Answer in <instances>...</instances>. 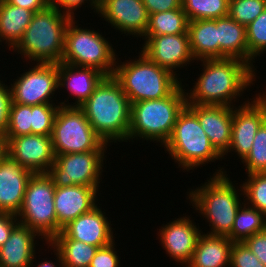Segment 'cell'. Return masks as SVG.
Here are the masks:
<instances>
[{"label": "cell", "mask_w": 266, "mask_h": 267, "mask_svg": "<svg viewBox=\"0 0 266 267\" xmlns=\"http://www.w3.org/2000/svg\"><path fill=\"white\" fill-rule=\"evenodd\" d=\"M3 138L5 152L33 174L47 173L55 162L51 136L27 134Z\"/></svg>", "instance_id": "5bb4252c"}, {"label": "cell", "mask_w": 266, "mask_h": 267, "mask_svg": "<svg viewBox=\"0 0 266 267\" xmlns=\"http://www.w3.org/2000/svg\"><path fill=\"white\" fill-rule=\"evenodd\" d=\"M265 229L266 216L257 209L242 202L236 214L231 233L227 237L233 242H243L247 237Z\"/></svg>", "instance_id": "f1b7e54d"}, {"label": "cell", "mask_w": 266, "mask_h": 267, "mask_svg": "<svg viewBox=\"0 0 266 267\" xmlns=\"http://www.w3.org/2000/svg\"><path fill=\"white\" fill-rule=\"evenodd\" d=\"M248 64L254 69L253 59L266 51V8L246 27Z\"/></svg>", "instance_id": "1f68e13d"}, {"label": "cell", "mask_w": 266, "mask_h": 267, "mask_svg": "<svg viewBox=\"0 0 266 267\" xmlns=\"http://www.w3.org/2000/svg\"><path fill=\"white\" fill-rule=\"evenodd\" d=\"M11 84L12 102L24 105L53 104L58 86V64L36 63ZM52 95V96H51Z\"/></svg>", "instance_id": "7c38bea8"}, {"label": "cell", "mask_w": 266, "mask_h": 267, "mask_svg": "<svg viewBox=\"0 0 266 267\" xmlns=\"http://www.w3.org/2000/svg\"><path fill=\"white\" fill-rule=\"evenodd\" d=\"M18 224L17 215L0 212V247L10 237L12 230Z\"/></svg>", "instance_id": "ee69618b"}, {"label": "cell", "mask_w": 266, "mask_h": 267, "mask_svg": "<svg viewBox=\"0 0 266 267\" xmlns=\"http://www.w3.org/2000/svg\"><path fill=\"white\" fill-rule=\"evenodd\" d=\"M71 19L65 31L64 54L61 62L77 67L94 68L105 76L115 72L116 54L109 40L100 33L83 29Z\"/></svg>", "instance_id": "ba28073f"}, {"label": "cell", "mask_w": 266, "mask_h": 267, "mask_svg": "<svg viewBox=\"0 0 266 267\" xmlns=\"http://www.w3.org/2000/svg\"><path fill=\"white\" fill-rule=\"evenodd\" d=\"M183 87L181 83L165 98L132 103L127 140H153L164 146L172 134L179 113L187 105Z\"/></svg>", "instance_id": "5b68a950"}, {"label": "cell", "mask_w": 266, "mask_h": 267, "mask_svg": "<svg viewBox=\"0 0 266 267\" xmlns=\"http://www.w3.org/2000/svg\"><path fill=\"white\" fill-rule=\"evenodd\" d=\"M60 105H32L31 134L51 136L56 112Z\"/></svg>", "instance_id": "8d00e7d4"}, {"label": "cell", "mask_w": 266, "mask_h": 267, "mask_svg": "<svg viewBox=\"0 0 266 267\" xmlns=\"http://www.w3.org/2000/svg\"><path fill=\"white\" fill-rule=\"evenodd\" d=\"M189 217H180L159 229L158 236L166 254L181 265H188L200 234L199 226Z\"/></svg>", "instance_id": "e0dca14e"}, {"label": "cell", "mask_w": 266, "mask_h": 267, "mask_svg": "<svg viewBox=\"0 0 266 267\" xmlns=\"http://www.w3.org/2000/svg\"><path fill=\"white\" fill-rule=\"evenodd\" d=\"M106 150L56 155L47 174L56 187L82 185L100 187ZM103 164V165H102Z\"/></svg>", "instance_id": "8fae6325"}, {"label": "cell", "mask_w": 266, "mask_h": 267, "mask_svg": "<svg viewBox=\"0 0 266 267\" xmlns=\"http://www.w3.org/2000/svg\"><path fill=\"white\" fill-rule=\"evenodd\" d=\"M198 118L211 145L223 156L231 143L233 107L224 105H186Z\"/></svg>", "instance_id": "ac0fdd59"}, {"label": "cell", "mask_w": 266, "mask_h": 267, "mask_svg": "<svg viewBox=\"0 0 266 267\" xmlns=\"http://www.w3.org/2000/svg\"><path fill=\"white\" fill-rule=\"evenodd\" d=\"M105 75L94 68L77 67L70 64L58 63V86L65 87L76 99L69 104L66 100L60 106L79 107L93 93Z\"/></svg>", "instance_id": "7402d4cb"}, {"label": "cell", "mask_w": 266, "mask_h": 267, "mask_svg": "<svg viewBox=\"0 0 266 267\" xmlns=\"http://www.w3.org/2000/svg\"><path fill=\"white\" fill-rule=\"evenodd\" d=\"M233 241L227 236L200 234L186 267H229Z\"/></svg>", "instance_id": "cb8c5ba5"}, {"label": "cell", "mask_w": 266, "mask_h": 267, "mask_svg": "<svg viewBox=\"0 0 266 267\" xmlns=\"http://www.w3.org/2000/svg\"><path fill=\"white\" fill-rule=\"evenodd\" d=\"M218 59L235 58L248 64L246 27L229 15L217 18Z\"/></svg>", "instance_id": "d4e9b609"}, {"label": "cell", "mask_w": 266, "mask_h": 267, "mask_svg": "<svg viewBox=\"0 0 266 267\" xmlns=\"http://www.w3.org/2000/svg\"><path fill=\"white\" fill-rule=\"evenodd\" d=\"M32 105L11 102L8 125L4 137H17L31 134Z\"/></svg>", "instance_id": "836d02e7"}, {"label": "cell", "mask_w": 266, "mask_h": 267, "mask_svg": "<svg viewBox=\"0 0 266 267\" xmlns=\"http://www.w3.org/2000/svg\"><path fill=\"white\" fill-rule=\"evenodd\" d=\"M79 108L104 142H128L131 104L113 75L105 76Z\"/></svg>", "instance_id": "7a4b0ae2"}, {"label": "cell", "mask_w": 266, "mask_h": 267, "mask_svg": "<svg viewBox=\"0 0 266 267\" xmlns=\"http://www.w3.org/2000/svg\"><path fill=\"white\" fill-rule=\"evenodd\" d=\"M188 21L217 19L229 14V0H182Z\"/></svg>", "instance_id": "4dcf8cb0"}, {"label": "cell", "mask_w": 266, "mask_h": 267, "mask_svg": "<svg viewBox=\"0 0 266 267\" xmlns=\"http://www.w3.org/2000/svg\"><path fill=\"white\" fill-rule=\"evenodd\" d=\"M187 32L195 60L218 59L217 19L189 21Z\"/></svg>", "instance_id": "484cf974"}, {"label": "cell", "mask_w": 266, "mask_h": 267, "mask_svg": "<svg viewBox=\"0 0 266 267\" xmlns=\"http://www.w3.org/2000/svg\"><path fill=\"white\" fill-rule=\"evenodd\" d=\"M10 87L0 80V136L4 137L8 125V116L11 105Z\"/></svg>", "instance_id": "ab89813d"}, {"label": "cell", "mask_w": 266, "mask_h": 267, "mask_svg": "<svg viewBox=\"0 0 266 267\" xmlns=\"http://www.w3.org/2000/svg\"><path fill=\"white\" fill-rule=\"evenodd\" d=\"M5 140L0 136V158L5 154Z\"/></svg>", "instance_id": "7dc6e473"}, {"label": "cell", "mask_w": 266, "mask_h": 267, "mask_svg": "<svg viewBox=\"0 0 266 267\" xmlns=\"http://www.w3.org/2000/svg\"><path fill=\"white\" fill-rule=\"evenodd\" d=\"M95 206L89 212L83 213L67 224L62 232L73 240L82 241L98 248L111 244L114 240L111 221L105 217V212Z\"/></svg>", "instance_id": "ffe728a7"}, {"label": "cell", "mask_w": 266, "mask_h": 267, "mask_svg": "<svg viewBox=\"0 0 266 267\" xmlns=\"http://www.w3.org/2000/svg\"><path fill=\"white\" fill-rule=\"evenodd\" d=\"M149 15L182 7V0H142Z\"/></svg>", "instance_id": "7bdbcfd3"}, {"label": "cell", "mask_w": 266, "mask_h": 267, "mask_svg": "<svg viewBox=\"0 0 266 267\" xmlns=\"http://www.w3.org/2000/svg\"><path fill=\"white\" fill-rule=\"evenodd\" d=\"M55 155L107 150V143L93 130L79 107L59 106L53 123Z\"/></svg>", "instance_id": "30bf717a"}, {"label": "cell", "mask_w": 266, "mask_h": 267, "mask_svg": "<svg viewBox=\"0 0 266 267\" xmlns=\"http://www.w3.org/2000/svg\"><path fill=\"white\" fill-rule=\"evenodd\" d=\"M53 252H55L56 254V257H57V261H58V267H64V265H63V263H62V258H61V256H60V254H59V252L54 248L53 249ZM33 262H35L33 259H32V263L30 264V266L29 267H33V266H35V267H56V265H55V263H53L52 261H48V260H45L44 261V259H43V261H41V262H39L38 264H37V266L36 265H33Z\"/></svg>", "instance_id": "bcb514c9"}, {"label": "cell", "mask_w": 266, "mask_h": 267, "mask_svg": "<svg viewBox=\"0 0 266 267\" xmlns=\"http://www.w3.org/2000/svg\"><path fill=\"white\" fill-rule=\"evenodd\" d=\"M220 168L210 177L208 182L191 189L188 198L195 210H199L202 217L204 216L209 226H211L207 234L228 236L234 225L236 214L240 208V196L243 195L242 185L240 189L228 178L226 171ZM241 191V193L238 192ZM240 195V196H239Z\"/></svg>", "instance_id": "3957f363"}, {"label": "cell", "mask_w": 266, "mask_h": 267, "mask_svg": "<svg viewBox=\"0 0 266 267\" xmlns=\"http://www.w3.org/2000/svg\"><path fill=\"white\" fill-rule=\"evenodd\" d=\"M46 244L59 252L64 267H89L98 250L96 246L68 238L62 231Z\"/></svg>", "instance_id": "83f0119b"}, {"label": "cell", "mask_w": 266, "mask_h": 267, "mask_svg": "<svg viewBox=\"0 0 266 267\" xmlns=\"http://www.w3.org/2000/svg\"><path fill=\"white\" fill-rule=\"evenodd\" d=\"M97 13L126 35L143 37L147 31L149 14L142 0H99Z\"/></svg>", "instance_id": "2e32d148"}, {"label": "cell", "mask_w": 266, "mask_h": 267, "mask_svg": "<svg viewBox=\"0 0 266 267\" xmlns=\"http://www.w3.org/2000/svg\"><path fill=\"white\" fill-rule=\"evenodd\" d=\"M99 187L73 185L56 187L54 208L57 223L61 229L83 213L89 212L96 205Z\"/></svg>", "instance_id": "44dd1931"}, {"label": "cell", "mask_w": 266, "mask_h": 267, "mask_svg": "<svg viewBox=\"0 0 266 267\" xmlns=\"http://www.w3.org/2000/svg\"><path fill=\"white\" fill-rule=\"evenodd\" d=\"M33 173L5 153L0 158V212L17 215Z\"/></svg>", "instance_id": "d6986e66"}, {"label": "cell", "mask_w": 266, "mask_h": 267, "mask_svg": "<svg viewBox=\"0 0 266 267\" xmlns=\"http://www.w3.org/2000/svg\"><path fill=\"white\" fill-rule=\"evenodd\" d=\"M253 99L233 107L231 143L223 159L230 151L237 152L241 160L250 152L254 137L265 121V92Z\"/></svg>", "instance_id": "4fadbf2b"}, {"label": "cell", "mask_w": 266, "mask_h": 267, "mask_svg": "<svg viewBox=\"0 0 266 267\" xmlns=\"http://www.w3.org/2000/svg\"><path fill=\"white\" fill-rule=\"evenodd\" d=\"M85 1L87 3L90 2V7L94 9V12H98L99 0H50V5L56 7L60 12L70 16L72 19H75V10L80 8L82 4H85Z\"/></svg>", "instance_id": "60d3db41"}, {"label": "cell", "mask_w": 266, "mask_h": 267, "mask_svg": "<svg viewBox=\"0 0 266 267\" xmlns=\"http://www.w3.org/2000/svg\"><path fill=\"white\" fill-rule=\"evenodd\" d=\"M54 193L55 185L47 173L33 174L28 180L21 210L17 214L19 223L37 232L45 242H50L62 231L57 223Z\"/></svg>", "instance_id": "9c48e42d"}, {"label": "cell", "mask_w": 266, "mask_h": 267, "mask_svg": "<svg viewBox=\"0 0 266 267\" xmlns=\"http://www.w3.org/2000/svg\"><path fill=\"white\" fill-rule=\"evenodd\" d=\"M139 53L138 59L120 62L121 65L116 61L113 74L130 104L169 96L182 83L181 78Z\"/></svg>", "instance_id": "8992f818"}, {"label": "cell", "mask_w": 266, "mask_h": 267, "mask_svg": "<svg viewBox=\"0 0 266 267\" xmlns=\"http://www.w3.org/2000/svg\"><path fill=\"white\" fill-rule=\"evenodd\" d=\"M162 147L184 171L214 160H222V156L211 145L198 118L187 106L179 113L172 134Z\"/></svg>", "instance_id": "52a82bcc"}, {"label": "cell", "mask_w": 266, "mask_h": 267, "mask_svg": "<svg viewBox=\"0 0 266 267\" xmlns=\"http://www.w3.org/2000/svg\"><path fill=\"white\" fill-rule=\"evenodd\" d=\"M141 52L151 61L163 67L177 77L176 71L195 60L189 42L188 33L175 35H144ZM177 68V69H176Z\"/></svg>", "instance_id": "9a60e30c"}, {"label": "cell", "mask_w": 266, "mask_h": 267, "mask_svg": "<svg viewBox=\"0 0 266 267\" xmlns=\"http://www.w3.org/2000/svg\"><path fill=\"white\" fill-rule=\"evenodd\" d=\"M246 166L247 174L266 172V124L263 123L257 131L253 146L247 156L241 161Z\"/></svg>", "instance_id": "e575fe53"}, {"label": "cell", "mask_w": 266, "mask_h": 267, "mask_svg": "<svg viewBox=\"0 0 266 267\" xmlns=\"http://www.w3.org/2000/svg\"><path fill=\"white\" fill-rule=\"evenodd\" d=\"M202 73L195 81L193 90L186 93L187 104L224 105L232 104L244 90L255 81V70L246 62L235 58L200 60ZM203 61V62H202ZM234 99V101H233ZM233 101V102H232Z\"/></svg>", "instance_id": "6da1fadb"}, {"label": "cell", "mask_w": 266, "mask_h": 267, "mask_svg": "<svg viewBox=\"0 0 266 267\" xmlns=\"http://www.w3.org/2000/svg\"><path fill=\"white\" fill-rule=\"evenodd\" d=\"M229 267H266L244 242H233Z\"/></svg>", "instance_id": "74e56055"}, {"label": "cell", "mask_w": 266, "mask_h": 267, "mask_svg": "<svg viewBox=\"0 0 266 267\" xmlns=\"http://www.w3.org/2000/svg\"><path fill=\"white\" fill-rule=\"evenodd\" d=\"M266 8V0H229V16L247 27Z\"/></svg>", "instance_id": "d590c367"}, {"label": "cell", "mask_w": 266, "mask_h": 267, "mask_svg": "<svg viewBox=\"0 0 266 267\" xmlns=\"http://www.w3.org/2000/svg\"><path fill=\"white\" fill-rule=\"evenodd\" d=\"M34 12L0 1V42L13 49L22 39ZM1 45V44H0Z\"/></svg>", "instance_id": "4316f807"}, {"label": "cell", "mask_w": 266, "mask_h": 267, "mask_svg": "<svg viewBox=\"0 0 266 267\" xmlns=\"http://www.w3.org/2000/svg\"><path fill=\"white\" fill-rule=\"evenodd\" d=\"M188 19L183 8L149 15L144 35H175L188 33Z\"/></svg>", "instance_id": "f546056e"}, {"label": "cell", "mask_w": 266, "mask_h": 267, "mask_svg": "<svg viewBox=\"0 0 266 267\" xmlns=\"http://www.w3.org/2000/svg\"><path fill=\"white\" fill-rule=\"evenodd\" d=\"M115 246V241H113L105 247L98 248L89 267H119L120 260Z\"/></svg>", "instance_id": "f35d334b"}, {"label": "cell", "mask_w": 266, "mask_h": 267, "mask_svg": "<svg viewBox=\"0 0 266 267\" xmlns=\"http://www.w3.org/2000/svg\"><path fill=\"white\" fill-rule=\"evenodd\" d=\"M9 4L19 6L34 13L44 10L50 5V0H6Z\"/></svg>", "instance_id": "f6af8a7d"}, {"label": "cell", "mask_w": 266, "mask_h": 267, "mask_svg": "<svg viewBox=\"0 0 266 267\" xmlns=\"http://www.w3.org/2000/svg\"><path fill=\"white\" fill-rule=\"evenodd\" d=\"M264 123L266 124V92H265V121Z\"/></svg>", "instance_id": "c3c4849f"}, {"label": "cell", "mask_w": 266, "mask_h": 267, "mask_svg": "<svg viewBox=\"0 0 266 267\" xmlns=\"http://www.w3.org/2000/svg\"><path fill=\"white\" fill-rule=\"evenodd\" d=\"M71 19L48 5L33 14L22 39L13 50L31 62L60 63L64 54L65 31Z\"/></svg>", "instance_id": "277c9868"}, {"label": "cell", "mask_w": 266, "mask_h": 267, "mask_svg": "<svg viewBox=\"0 0 266 267\" xmlns=\"http://www.w3.org/2000/svg\"><path fill=\"white\" fill-rule=\"evenodd\" d=\"M242 185L244 202L266 216V172L248 174ZM251 204V205H250Z\"/></svg>", "instance_id": "d6a6232c"}, {"label": "cell", "mask_w": 266, "mask_h": 267, "mask_svg": "<svg viewBox=\"0 0 266 267\" xmlns=\"http://www.w3.org/2000/svg\"><path fill=\"white\" fill-rule=\"evenodd\" d=\"M253 254L266 266V229L243 241Z\"/></svg>", "instance_id": "b9f144b4"}, {"label": "cell", "mask_w": 266, "mask_h": 267, "mask_svg": "<svg viewBox=\"0 0 266 267\" xmlns=\"http://www.w3.org/2000/svg\"><path fill=\"white\" fill-rule=\"evenodd\" d=\"M36 236L40 237L37 232L19 223L0 247V266L29 267L35 259Z\"/></svg>", "instance_id": "603a6c76"}]
</instances>
